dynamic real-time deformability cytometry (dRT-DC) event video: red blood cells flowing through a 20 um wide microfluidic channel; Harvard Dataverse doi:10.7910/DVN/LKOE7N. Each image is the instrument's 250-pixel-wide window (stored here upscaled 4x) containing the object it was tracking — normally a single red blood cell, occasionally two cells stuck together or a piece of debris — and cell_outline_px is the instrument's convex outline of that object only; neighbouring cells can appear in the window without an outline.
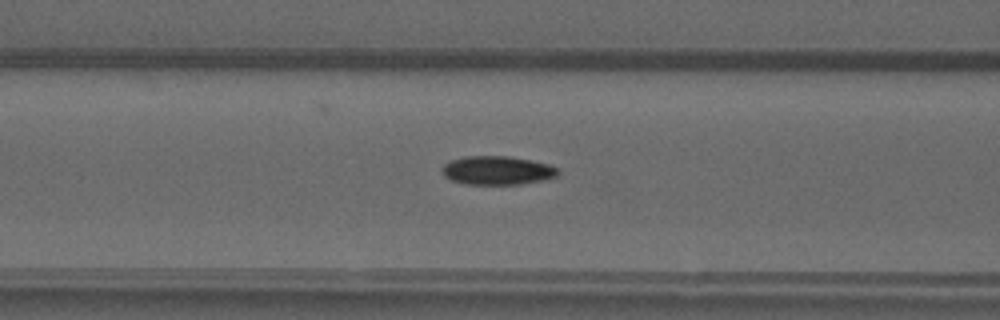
{"species": "common noctule bat (a hibernating species)", "species_latin": "Nyctalus noctula", "temperature_condition": "warm", "stored_images_in_passage": 50, "camera_frame_rate_fps": 3000, "um_per_image_px": 0.085, "animal": {"sex": "male", "forearm_length_mm": 52.5}, "frame": {"image": 1, "passage_image": 20, "time_ms": 6.333, "image_size_px": [1000, 320], "cell_outline_px": [[560, 172], [556, 176], [540, 180], [520, 184], [464, 184], [452, 180], [444, 176], [440, 168], [444, 164], [452, 160], [464, 156], [508, 156], [548, 164], [556, 168]], "centroid_in_image_um": [42.21, 14.48], "position_along_channel_um": 124.4, "area_um2": 19.19}}
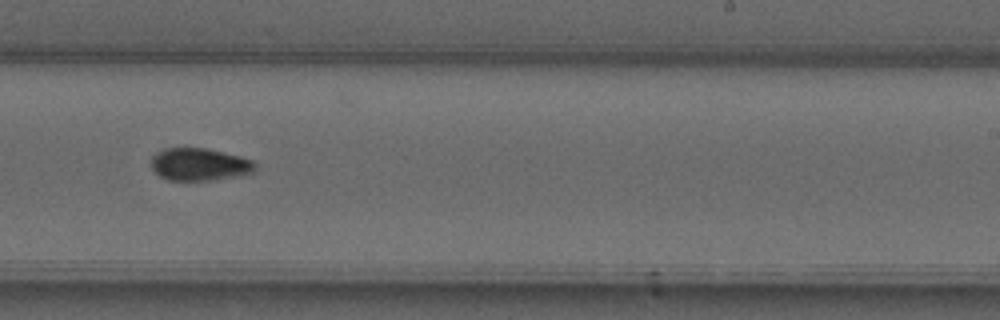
{"frame": {"image": 2, "passage_image": 31, "time_ms": 10.0, "image_size_px": [1000, 320], "cell_outline_px": [[256, 172], [236, 176], [208, 180], [168, 180], [160, 176], [152, 168], [152, 156], [156, 152], [164, 148], [204, 148], [240, 156], [252, 160], [256, 164]], "centroid_in_image_um": [16.96, 13.97], "position_along_channel_um": 272.0, "area_um2": 19.59}}
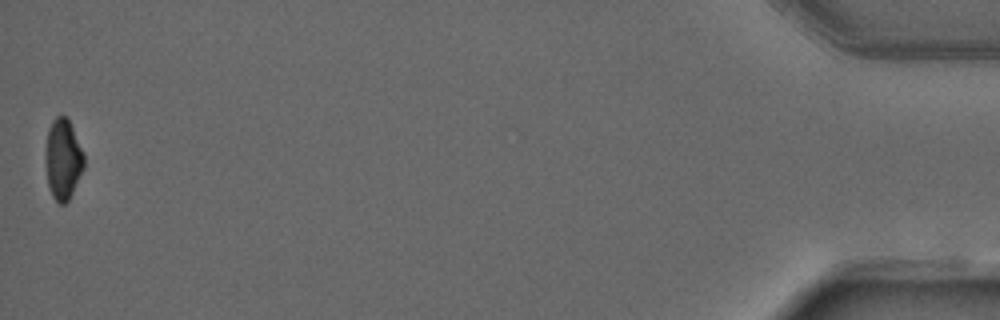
{"frame": {"image": 3, "passage_image": 50, "time_ms": 16.333, "image_size_px": [1000, 320], "cell_outline_px": [[84, 168], [68, 200], [64, 204], [60, 204], [52, 196], [48, 184], [44, 160], [44, 156], [48, 128], [52, 120], [56, 116], [64, 116], [68, 120], [72, 128], [84, 156]], "centroid_in_image_um": [5.32, 13.54], "position_along_channel_um": 429.9, "area_um2": 17.92}, "authors_computed_cell_mechanics": {"area_um2": 19.0451, "velocity_mm_per_s": 4.0472, "shape_relaxation_time_tau1_ms": 5.7276, "shape_relaxation_time_tau2_ms": 4.7659, "deformation_change_tau1": 0.1893, "deformation_change_tau2": 0.0742}}